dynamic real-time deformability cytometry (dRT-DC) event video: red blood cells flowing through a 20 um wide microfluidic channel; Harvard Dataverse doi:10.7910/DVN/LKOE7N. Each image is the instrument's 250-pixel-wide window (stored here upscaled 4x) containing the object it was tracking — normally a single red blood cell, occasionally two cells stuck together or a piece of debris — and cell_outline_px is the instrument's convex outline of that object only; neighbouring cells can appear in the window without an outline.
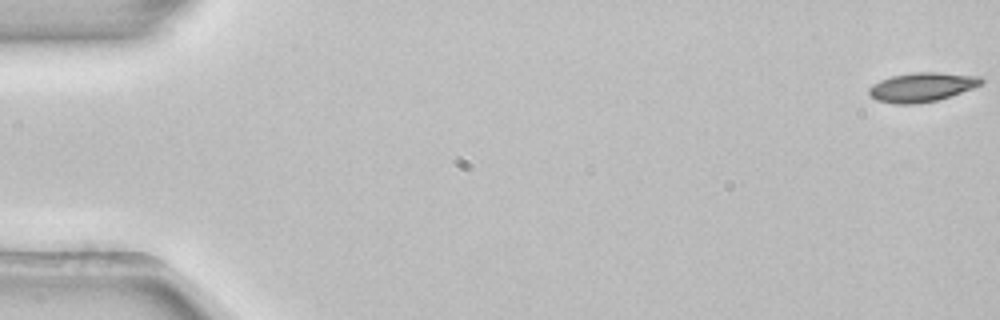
{"species": "common noctule bat (a hibernating species)", "species_latin": "Nyctalus noctula", "temperature_condition": "room temperature", "stored_images_in_passage": 54, "camera_frame_rate_fps": 3000, "um_per_image_px": 0.085, "animal": {"sex": "female", "body_mass_g": 22.7, "forearm_length_mm": 54.2}, "frame": {"image": 1, "passage_image": 1, "time_ms": 0.0, "image_size_px": [1000, 320], "cell_outline_px": [[984, 84], [936, 100], [916, 104], [896, 104], [876, 100], [868, 96], [868, 88], [872, 84], [880, 80], [892, 76], [912, 72], [936, 72], [980, 76], [984, 80]], "centroid_in_image_um": [78.32, 7.4], "position_along_channel_um": 6.7, "area_um2": 19.13}}
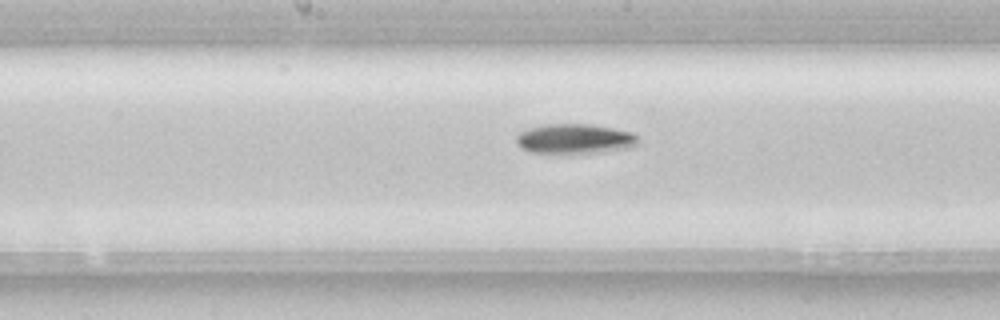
{"frame": {"image": 2, "passage_image": 28, "time_ms": 9.0, "image_size_px": [1000, 320], "cell_outline_px": [[640, 144], [632, 148], [604, 152], [532, 152], [520, 148], [516, 144], [516, 136], [520, 132], [528, 128], [544, 124], [588, 124], [612, 128], [632, 132], [640, 136]], "centroid_in_image_um": [48.92, 11.79], "position_along_channel_um": 199.3, "area_um2": 21.33}}
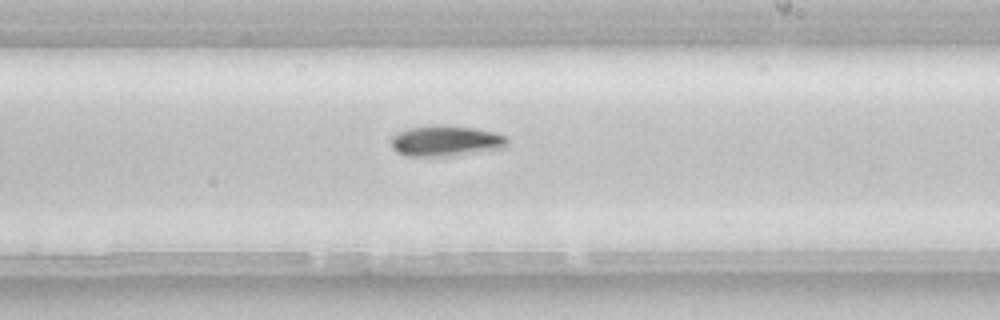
{"frame": {"image": 3, "passage_image": 32, "time_ms": 10.333, "image_size_px": [1000, 320], "cell_outline_px": [[508, 144], [504, 148], [456, 156], [408, 156], [396, 152], [392, 148], [392, 136], [396, 132], [408, 128], [432, 124], [444, 124], [476, 128], [492, 132], [504, 136], [508, 140]], "centroid_in_image_um": [37.88, 11.97], "position_along_channel_um": 251.1, "area_um2": 21.21}, "authors_computed_cell_mechanics": {"area_um2": 19.5364, "velocity_mm_per_s": 3.9018, "shape_relaxation_time_tau1_ms": 2.6824, "shape_relaxation_time_tau2_ms": null, "deformation_change_tau1": 0.117, "deformation_change_tau2": null}}